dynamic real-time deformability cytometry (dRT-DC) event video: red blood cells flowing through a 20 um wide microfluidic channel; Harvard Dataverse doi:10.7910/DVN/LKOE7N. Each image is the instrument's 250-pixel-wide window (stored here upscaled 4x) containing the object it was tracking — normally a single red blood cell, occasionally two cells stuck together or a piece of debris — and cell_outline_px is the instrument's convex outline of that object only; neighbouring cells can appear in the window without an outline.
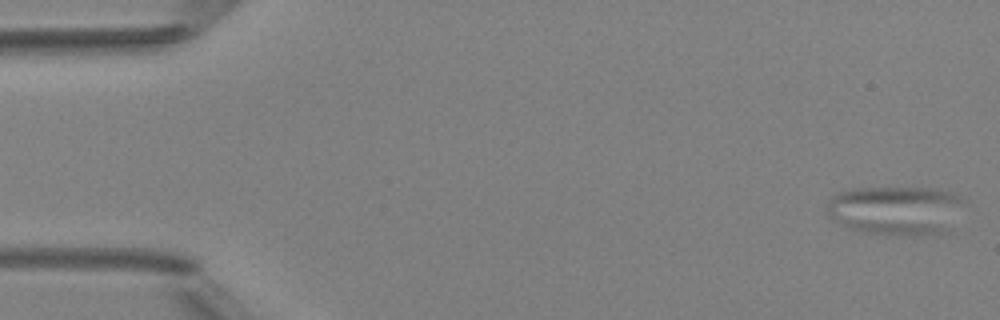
{"species": "Egyptian fruit bat (a non-hibernating species)", "species_latin": "Rousettus aegyptiacus", "temperature_condition": "room temperature", "stored_images_in_passage": 4, "camera_frame_rate_fps": 3000, "um_per_image_px": 0.085, "animal": {"sex": "female"}, "frame": {"image": 1, "passage_image": 4, "time_ms": 4.333, "image_size_px": [1000, 320], "cell_outline_px": [[968, 200], [952, 232], [940, 236], [908, 236], [860, 232], [848, 228], [832, 220], [828, 212], [828, 204], [832, 196], [840, 192], [852, 188], [932, 188], [952, 192], [964, 196]], "centroid_in_image_um": [76.31, 17.92], "position_along_channel_um": 8.7, "area_um2": 40.92}}